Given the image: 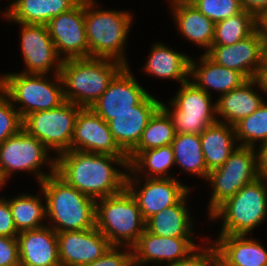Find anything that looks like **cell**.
Masks as SVG:
<instances>
[{
    "mask_svg": "<svg viewBox=\"0 0 267 266\" xmlns=\"http://www.w3.org/2000/svg\"><path fill=\"white\" fill-rule=\"evenodd\" d=\"M55 173L68 185L97 200L126 188L127 156L69 150L55 156ZM126 171L118 170L115 165Z\"/></svg>",
    "mask_w": 267,
    "mask_h": 266,
    "instance_id": "6da1fadb",
    "label": "cell"
},
{
    "mask_svg": "<svg viewBox=\"0 0 267 266\" xmlns=\"http://www.w3.org/2000/svg\"><path fill=\"white\" fill-rule=\"evenodd\" d=\"M45 200L46 220L57 233L95 227L96 200L68 185L56 173L38 184Z\"/></svg>",
    "mask_w": 267,
    "mask_h": 266,
    "instance_id": "7a4b0ae2",
    "label": "cell"
},
{
    "mask_svg": "<svg viewBox=\"0 0 267 266\" xmlns=\"http://www.w3.org/2000/svg\"><path fill=\"white\" fill-rule=\"evenodd\" d=\"M96 0H84V21L89 57L110 59L128 66L126 40L132 26L129 11L98 9Z\"/></svg>",
    "mask_w": 267,
    "mask_h": 266,
    "instance_id": "3957f363",
    "label": "cell"
},
{
    "mask_svg": "<svg viewBox=\"0 0 267 266\" xmlns=\"http://www.w3.org/2000/svg\"><path fill=\"white\" fill-rule=\"evenodd\" d=\"M123 67L118 61L93 57L62 60L60 76L65 100L90 108Z\"/></svg>",
    "mask_w": 267,
    "mask_h": 266,
    "instance_id": "277c9868",
    "label": "cell"
},
{
    "mask_svg": "<svg viewBox=\"0 0 267 266\" xmlns=\"http://www.w3.org/2000/svg\"><path fill=\"white\" fill-rule=\"evenodd\" d=\"M266 217L267 177L260 176L219 205L209 220H222L219 235H248Z\"/></svg>",
    "mask_w": 267,
    "mask_h": 266,
    "instance_id": "5b68a950",
    "label": "cell"
},
{
    "mask_svg": "<svg viewBox=\"0 0 267 266\" xmlns=\"http://www.w3.org/2000/svg\"><path fill=\"white\" fill-rule=\"evenodd\" d=\"M53 76L52 80L47 74H4L0 76V89L23 120L33 112L51 110L66 101L60 74Z\"/></svg>",
    "mask_w": 267,
    "mask_h": 266,
    "instance_id": "8992f818",
    "label": "cell"
},
{
    "mask_svg": "<svg viewBox=\"0 0 267 266\" xmlns=\"http://www.w3.org/2000/svg\"><path fill=\"white\" fill-rule=\"evenodd\" d=\"M95 227L112 246L132 248L145 229L138 204L125 188L122 192L96 200Z\"/></svg>",
    "mask_w": 267,
    "mask_h": 266,
    "instance_id": "52a82bcc",
    "label": "cell"
},
{
    "mask_svg": "<svg viewBox=\"0 0 267 266\" xmlns=\"http://www.w3.org/2000/svg\"><path fill=\"white\" fill-rule=\"evenodd\" d=\"M175 96L169 101V107L161 102V108L169 115L179 134H198L218 121L216 103L212 97L197 87L190 79L180 84Z\"/></svg>",
    "mask_w": 267,
    "mask_h": 266,
    "instance_id": "ba28073f",
    "label": "cell"
},
{
    "mask_svg": "<svg viewBox=\"0 0 267 266\" xmlns=\"http://www.w3.org/2000/svg\"><path fill=\"white\" fill-rule=\"evenodd\" d=\"M260 177L255 147L238 146L220 167L211 170L206 181L212 187L208 206L209 216L225 200L242 187Z\"/></svg>",
    "mask_w": 267,
    "mask_h": 266,
    "instance_id": "9c48e42d",
    "label": "cell"
},
{
    "mask_svg": "<svg viewBox=\"0 0 267 266\" xmlns=\"http://www.w3.org/2000/svg\"><path fill=\"white\" fill-rule=\"evenodd\" d=\"M49 152L40 140L22 128L0 144V166L8 178L16 171L32 172L41 183L55 173L56 158L49 157ZM43 165H47L50 173L43 172Z\"/></svg>",
    "mask_w": 267,
    "mask_h": 266,
    "instance_id": "30bf717a",
    "label": "cell"
},
{
    "mask_svg": "<svg viewBox=\"0 0 267 266\" xmlns=\"http://www.w3.org/2000/svg\"><path fill=\"white\" fill-rule=\"evenodd\" d=\"M81 109L80 106L65 101L51 110L27 115L22 121V128L59 155L71 150L75 122Z\"/></svg>",
    "mask_w": 267,
    "mask_h": 266,
    "instance_id": "8fae6325",
    "label": "cell"
},
{
    "mask_svg": "<svg viewBox=\"0 0 267 266\" xmlns=\"http://www.w3.org/2000/svg\"><path fill=\"white\" fill-rule=\"evenodd\" d=\"M143 179L144 182L141 176H134L127 171L126 189L136 200L145 221L163 209L177 204L190 190L174 177Z\"/></svg>",
    "mask_w": 267,
    "mask_h": 266,
    "instance_id": "7c38bea8",
    "label": "cell"
},
{
    "mask_svg": "<svg viewBox=\"0 0 267 266\" xmlns=\"http://www.w3.org/2000/svg\"><path fill=\"white\" fill-rule=\"evenodd\" d=\"M46 26L56 52L62 60L89 57L84 21V0L69 11L52 18Z\"/></svg>",
    "mask_w": 267,
    "mask_h": 266,
    "instance_id": "4fadbf2b",
    "label": "cell"
},
{
    "mask_svg": "<svg viewBox=\"0 0 267 266\" xmlns=\"http://www.w3.org/2000/svg\"><path fill=\"white\" fill-rule=\"evenodd\" d=\"M21 27L20 43L26 74H60L62 59L58 56L54 43L44 24L16 23ZM54 69V70H52Z\"/></svg>",
    "mask_w": 267,
    "mask_h": 266,
    "instance_id": "5bb4252c",
    "label": "cell"
},
{
    "mask_svg": "<svg viewBox=\"0 0 267 266\" xmlns=\"http://www.w3.org/2000/svg\"><path fill=\"white\" fill-rule=\"evenodd\" d=\"M149 94L135 79L129 66H124L90 108L109 122L112 115L133 110V107L140 104Z\"/></svg>",
    "mask_w": 267,
    "mask_h": 266,
    "instance_id": "9a60e30c",
    "label": "cell"
},
{
    "mask_svg": "<svg viewBox=\"0 0 267 266\" xmlns=\"http://www.w3.org/2000/svg\"><path fill=\"white\" fill-rule=\"evenodd\" d=\"M71 150L127 156L116 144L108 122L91 108H82L77 115Z\"/></svg>",
    "mask_w": 267,
    "mask_h": 266,
    "instance_id": "2e32d148",
    "label": "cell"
},
{
    "mask_svg": "<svg viewBox=\"0 0 267 266\" xmlns=\"http://www.w3.org/2000/svg\"><path fill=\"white\" fill-rule=\"evenodd\" d=\"M194 239L195 237L157 236L144 229L132 247L134 266L165 264L185 259L199 246Z\"/></svg>",
    "mask_w": 267,
    "mask_h": 266,
    "instance_id": "e0dca14e",
    "label": "cell"
},
{
    "mask_svg": "<svg viewBox=\"0 0 267 266\" xmlns=\"http://www.w3.org/2000/svg\"><path fill=\"white\" fill-rule=\"evenodd\" d=\"M205 54L218 65L254 78L262 62V22L248 37L233 45H212Z\"/></svg>",
    "mask_w": 267,
    "mask_h": 266,
    "instance_id": "ac0fdd59",
    "label": "cell"
},
{
    "mask_svg": "<svg viewBox=\"0 0 267 266\" xmlns=\"http://www.w3.org/2000/svg\"><path fill=\"white\" fill-rule=\"evenodd\" d=\"M61 266H84L100 258L112 245L96 228L57 233Z\"/></svg>",
    "mask_w": 267,
    "mask_h": 266,
    "instance_id": "d6986e66",
    "label": "cell"
},
{
    "mask_svg": "<svg viewBox=\"0 0 267 266\" xmlns=\"http://www.w3.org/2000/svg\"><path fill=\"white\" fill-rule=\"evenodd\" d=\"M161 107V101L149 94L133 110L112 115L108 122L118 147L128 155L138 144L149 119Z\"/></svg>",
    "mask_w": 267,
    "mask_h": 266,
    "instance_id": "ffe728a7",
    "label": "cell"
},
{
    "mask_svg": "<svg viewBox=\"0 0 267 266\" xmlns=\"http://www.w3.org/2000/svg\"><path fill=\"white\" fill-rule=\"evenodd\" d=\"M248 235H219L214 241L216 266H267V250Z\"/></svg>",
    "mask_w": 267,
    "mask_h": 266,
    "instance_id": "44dd1931",
    "label": "cell"
},
{
    "mask_svg": "<svg viewBox=\"0 0 267 266\" xmlns=\"http://www.w3.org/2000/svg\"><path fill=\"white\" fill-rule=\"evenodd\" d=\"M17 241L20 266H61L57 232L48 224L19 232Z\"/></svg>",
    "mask_w": 267,
    "mask_h": 266,
    "instance_id": "7402d4cb",
    "label": "cell"
},
{
    "mask_svg": "<svg viewBox=\"0 0 267 266\" xmlns=\"http://www.w3.org/2000/svg\"><path fill=\"white\" fill-rule=\"evenodd\" d=\"M189 77H192L190 81L209 95H212L210 90L224 95L248 80L241 72L218 65L205 53L200 55L197 62L193 57L190 59Z\"/></svg>",
    "mask_w": 267,
    "mask_h": 266,
    "instance_id": "603a6c76",
    "label": "cell"
},
{
    "mask_svg": "<svg viewBox=\"0 0 267 266\" xmlns=\"http://www.w3.org/2000/svg\"><path fill=\"white\" fill-rule=\"evenodd\" d=\"M255 87L256 90H254ZM258 88L257 82L252 78L228 93L220 95L215 102L218 122L234 126L242 118L248 117L257 110L265 101L258 94Z\"/></svg>",
    "mask_w": 267,
    "mask_h": 266,
    "instance_id": "cb8c5ba5",
    "label": "cell"
},
{
    "mask_svg": "<svg viewBox=\"0 0 267 266\" xmlns=\"http://www.w3.org/2000/svg\"><path fill=\"white\" fill-rule=\"evenodd\" d=\"M81 0H15L3 16L9 22L46 25L52 18L74 8Z\"/></svg>",
    "mask_w": 267,
    "mask_h": 266,
    "instance_id": "d4e9b609",
    "label": "cell"
},
{
    "mask_svg": "<svg viewBox=\"0 0 267 266\" xmlns=\"http://www.w3.org/2000/svg\"><path fill=\"white\" fill-rule=\"evenodd\" d=\"M172 9L175 26L188 41L204 48L206 53L214 40L215 23L201 13L194 5L188 3L176 4Z\"/></svg>",
    "mask_w": 267,
    "mask_h": 266,
    "instance_id": "484cf974",
    "label": "cell"
},
{
    "mask_svg": "<svg viewBox=\"0 0 267 266\" xmlns=\"http://www.w3.org/2000/svg\"><path fill=\"white\" fill-rule=\"evenodd\" d=\"M149 54V59L143 66V71L147 74L165 80H176L181 84L189 80L191 57L187 54L176 52L161 42L152 45Z\"/></svg>",
    "mask_w": 267,
    "mask_h": 266,
    "instance_id": "4316f807",
    "label": "cell"
},
{
    "mask_svg": "<svg viewBox=\"0 0 267 266\" xmlns=\"http://www.w3.org/2000/svg\"><path fill=\"white\" fill-rule=\"evenodd\" d=\"M201 147L207 170L222 166L239 146L233 125L216 122L200 133Z\"/></svg>",
    "mask_w": 267,
    "mask_h": 266,
    "instance_id": "83f0119b",
    "label": "cell"
},
{
    "mask_svg": "<svg viewBox=\"0 0 267 266\" xmlns=\"http://www.w3.org/2000/svg\"><path fill=\"white\" fill-rule=\"evenodd\" d=\"M190 191L175 205L145 221V229L163 237H194L193 220L186 205Z\"/></svg>",
    "mask_w": 267,
    "mask_h": 266,
    "instance_id": "f1b7e54d",
    "label": "cell"
},
{
    "mask_svg": "<svg viewBox=\"0 0 267 266\" xmlns=\"http://www.w3.org/2000/svg\"><path fill=\"white\" fill-rule=\"evenodd\" d=\"M172 166H175V157L170 144L139 152L128 163V171L134 176L144 172L142 178H173L169 175Z\"/></svg>",
    "mask_w": 267,
    "mask_h": 266,
    "instance_id": "f546056e",
    "label": "cell"
},
{
    "mask_svg": "<svg viewBox=\"0 0 267 266\" xmlns=\"http://www.w3.org/2000/svg\"><path fill=\"white\" fill-rule=\"evenodd\" d=\"M173 148L175 165L183 172L197 175L203 180L207 179L209 171L205 164L201 147L200 136L198 134H175L171 143Z\"/></svg>",
    "mask_w": 267,
    "mask_h": 266,
    "instance_id": "4dcf8cb0",
    "label": "cell"
},
{
    "mask_svg": "<svg viewBox=\"0 0 267 266\" xmlns=\"http://www.w3.org/2000/svg\"><path fill=\"white\" fill-rule=\"evenodd\" d=\"M41 199L37 195L22 193L8 200L18 232L45 226L43 221H47L46 208Z\"/></svg>",
    "mask_w": 267,
    "mask_h": 266,
    "instance_id": "1f68e13d",
    "label": "cell"
},
{
    "mask_svg": "<svg viewBox=\"0 0 267 266\" xmlns=\"http://www.w3.org/2000/svg\"><path fill=\"white\" fill-rule=\"evenodd\" d=\"M175 134L171 118L160 107L149 119L137 146L127 155L128 163L141 151L170 145Z\"/></svg>",
    "mask_w": 267,
    "mask_h": 266,
    "instance_id": "d6a6232c",
    "label": "cell"
},
{
    "mask_svg": "<svg viewBox=\"0 0 267 266\" xmlns=\"http://www.w3.org/2000/svg\"><path fill=\"white\" fill-rule=\"evenodd\" d=\"M261 22L250 12H241L215 23L212 45H233L248 37Z\"/></svg>",
    "mask_w": 267,
    "mask_h": 266,
    "instance_id": "836d02e7",
    "label": "cell"
},
{
    "mask_svg": "<svg viewBox=\"0 0 267 266\" xmlns=\"http://www.w3.org/2000/svg\"><path fill=\"white\" fill-rule=\"evenodd\" d=\"M234 128L239 146L256 147L258 142L267 140V101L237 122Z\"/></svg>",
    "mask_w": 267,
    "mask_h": 266,
    "instance_id": "e575fe53",
    "label": "cell"
},
{
    "mask_svg": "<svg viewBox=\"0 0 267 266\" xmlns=\"http://www.w3.org/2000/svg\"><path fill=\"white\" fill-rule=\"evenodd\" d=\"M194 6L214 23L243 10L239 0H198Z\"/></svg>",
    "mask_w": 267,
    "mask_h": 266,
    "instance_id": "d590c367",
    "label": "cell"
},
{
    "mask_svg": "<svg viewBox=\"0 0 267 266\" xmlns=\"http://www.w3.org/2000/svg\"><path fill=\"white\" fill-rule=\"evenodd\" d=\"M22 118L0 89V144L22 129Z\"/></svg>",
    "mask_w": 267,
    "mask_h": 266,
    "instance_id": "8d00e7d4",
    "label": "cell"
},
{
    "mask_svg": "<svg viewBox=\"0 0 267 266\" xmlns=\"http://www.w3.org/2000/svg\"><path fill=\"white\" fill-rule=\"evenodd\" d=\"M84 266H134L132 248L111 246L100 258Z\"/></svg>",
    "mask_w": 267,
    "mask_h": 266,
    "instance_id": "74e56055",
    "label": "cell"
},
{
    "mask_svg": "<svg viewBox=\"0 0 267 266\" xmlns=\"http://www.w3.org/2000/svg\"><path fill=\"white\" fill-rule=\"evenodd\" d=\"M207 244L201 247L199 245L191 254L185 259L176 262L167 263L165 266H216L215 265V250L213 247V240H205Z\"/></svg>",
    "mask_w": 267,
    "mask_h": 266,
    "instance_id": "f35d334b",
    "label": "cell"
},
{
    "mask_svg": "<svg viewBox=\"0 0 267 266\" xmlns=\"http://www.w3.org/2000/svg\"><path fill=\"white\" fill-rule=\"evenodd\" d=\"M0 266H20L17 237L0 236Z\"/></svg>",
    "mask_w": 267,
    "mask_h": 266,
    "instance_id": "ab89813d",
    "label": "cell"
},
{
    "mask_svg": "<svg viewBox=\"0 0 267 266\" xmlns=\"http://www.w3.org/2000/svg\"><path fill=\"white\" fill-rule=\"evenodd\" d=\"M19 232L17 231L9 201L0 197V236L5 237H17Z\"/></svg>",
    "mask_w": 267,
    "mask_h": 266,
    "instance_id": "60d3db41",
    "label": "cell"
},
{
    "mask_svg": "<svg viewBox=\"0 0 267 266\" xmlns=\"http://www.w3.org/2000/svg\"><path fill=\"white\" fill-rule=\"evenodd\" d=\"M243 10L253 14L260 22L267 20V0H239Z\"/></svg>",
    "mask_w": 267,
    "mask_h": 266,
    "instance_id": "b9f144b4",
    "label": "cell"
},
{
    "mask_svg": "<svg viewBox=\"0 0 267 266\" xmlns=\"http://www.w3.org/2000/svg\"><path fill=\"white\" fill-rule=\"evenodd\" d=\"M257 154V167L260 176L267 177V140L260 142L258 147H255ZM258 149V150H257Z\"/></svg>",
    "mask_w": 267,
    "mask_h": 266,
    "instance_id": "7bdbcfd3",
    "label": "cell"
},
{
    "mask_svg": "<svg viewBox=\"0 0 267 266\" xmlns=\"http://www.w3.org/2000/svg\"><path fill=\"white\" fill-rule=\"evenodd\" d=\"M254 79L259 87V94L263 92L267 95V63L261 62Z\"/></svg>",
    "mask_w": 267,
    "mask_h": 266,
    "instance_id": "ee69618b",
    "label": "cell"
},
{
    "mask_svg": "<svg viewBox=\"0 0 267 266\" xmlns=\"http://www.w3.org/2000/svg\"><path fill=\"white\" fill-rule=\"evenodd\" d=\"M262 61L267 63V24L262 22Z\"/></svg>",
    "mask_w": 267,
    "mask_h": 266,
    "instance_id": "f6af8a7d",
    "label": "cell"
},
{
    "mask_svg": "<svg viewBox=\"0 0 267 266\" xmlns=\"http://www.w3.org/2000/svg\"><path fill=\"white\" fill-rule=\"evenodd\" d=\"M7 179H8V177L4 173L3 168L0 166V187H2V185L4 187L7 184L6 183Z\"/></svg>",
    "mask_w": 267,
    "mask_h": 266,
    "instance_id": "bcb514c9",
    "label": "cell"
},
{
    "mask_svg": "<svg viewBox=\"0 0 267 266\" xmlns=\"http://www.w3.org/2000/svg\"><path fill=\"white\" fill-rule=\"evenodd\" d=\"M170 1V6L176 5V4H181V3H186L187 0H169Z\"/></svg>",
    "mask_w": 267,
    "mask_h": 266,
    "instance_id": "7dc6e473",
    "label": "cell"
},
{
    "mask_svg": "<svg viewBox=\"0 0 267 266\" xmlns=\"http://www.w3.org/2000/svg\"><path fill=\"white\" fill-rule=\"evenodd\" d=\"M198 0H187L186 3L194 5Z\"/></svg>",
    "mask_w": 267,
    "mask_h": 266,
    "instance_id": "c3c4849f",
    "label": "cell"
}]
</instances>
